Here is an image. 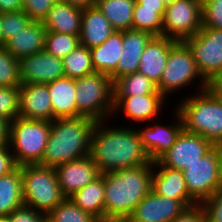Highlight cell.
Wrapping results in <instances>:
<instances>
[{
  "label": "cell",
  "mask_w": 222,
  "mask_h": 222,
  "mask_svg": "<svg viewBox=\"0 0 222 222\" xmlns=\"http://www.w3.org/2000/svg\"><path fill=\"white\" fill-rule=\"evenodd\" d=\"M106 122H96L91 134L90 157L100 173L134 168L152 162L136 127H108Z\"/></svg>",
  "instance_id": "6da1fadb"
},
{
  "label": "cell",
  "mask_w": 222,
  "mask_h": 222,
  "mask_svg": "<svg viewBox=\"0 0 222 222\" xmlns=\"http://www.w3.org/2000/svg\"><path fill=\"white\" fill-rule=\"evenodd\" d=\"M153 162L101 173L104 178V218H128L151 192Z\"/></svg>",
  "instance_id": "7a4b0ae2"
},
{
  "label": "cell",
  "mask_w": 222,
  "mask_h": 222,
  "mask_svg": "<svg viewBox=\"0 0 222 222\" xmlns=\"http://www.w3.org/2000/svg\"><path fill=\"white\" fill-rule=\"evenodd\" d=\"M95 124L96 121L84 116L53 120L39 165L55 168L90 155L91 134Z\"/></svg>",
  "instance_id": "3957f363"
},
{
  "label": "cell",
  "mask_w": 222,
  "mask_h": 222,
  "mask_svg": "<svg viewBox=\"0 0 222 222\" xmlns=\"http://www.w3.org/2000/svg\"><path fill=\"white\" fill-rule=\"evenodd\" d=\"M193 94L176 104L183 130L214 144L222 139V102L207 89Z\"/></svg>",
  "instance_id": "277c9868"
},
{
  "label": "cell",
  "mask_w": 222,
  "mask_h": 222,
  "mask_svg": "<svg viewBox=\"0 0 222 222\" xmlns=\"http://www.w3.org/2000/svg\"><path fill=\"white\" fill-rule=\"evenodd\" d=\"M51 122L17 117L9 124V146L17 166L40 164Z\"/></svg>",
  "instance_id": "5b68a950"
},
{
  "label": "cell",
  "mask_w": 222,
  "mask_h": 222,
  "mask_svg": "<svg viewBox=\"0 0 222 222\" xmlns=\"http://www.w3.org/2000/svg\"><path fill=\"white\" fill-rule=\"evenodd\" d=\"M24 206L47 215L65 197L61 192L55 168L35 165L21 166Z\"/></svg>",
  "instance_id": "8992f818"
},
{
  "label": "cell",
  "mask_w": 222,
  "mask_h": 222,
  "mask_svg": "<svg viewBox=\"0 0 222 222\" xmlns=\"http://www.w3.org/2000/svg\"><path fill=\"white\" fill-rule=\"evenodd\" d=\"M75 85L78 117H88L96 122L110 120L114 108L111 77L95 72L75 79Z\"/></svg>",
  "instance_id": "52a82bcc"
},
{
  "label": "cell",
  "mask_w": 222,
  "mask_h": 222,
  "mask_svg": "<svg viewBox=\"0 0 222 222\" xmlns=\"http://www.w3.org/2000/svg\"><path fill=\"white\" fill-rule=\"evenodd\" d=\"M198 80L200 83H197L198 89L195 90H205L207 81L201 76L191 49L184 41H177L169 51L167 64L156 85L157 90L167 99L177 90H183Z\"/></svg>",
  "instance_id": "ba28073f"
},
{
  "label": "cell",
  "mask_w": 222,
  "mask_h": 222,
  "mask_svg": "<svg viewBox=\"0 0 222 222\" xmlns=\"http://www.w3.org/2000/svg\"><path fill=\"white\" fill-rule=\"evenodd\" d=\"M202 28V0H175L166 6L162 36L185 41Z\"/></svg>",
  "instance_id": "9c48e42d"
},
{
  "label": "cell",
  "mask_w": 222,
  "mask_h": 222,
  "mask_svg": "<svg viewBox=\"0 0 222 222\" xmlns=\"http://www.w3.org/2000/svg\"><path fill=\"white\" fill-rule=\"evenodd\" d=\"M190 196L200 204L222 186V171L212 147L203 157L183 170Z\"/></svg>",
  "instance_id": "30bf717a"
},
{
  "label": "cell",
  "mask_w": 222,
  "mask_h": 222,
  "mask_svg": "<svg viewBox=\"0 0 222 222\" xmlns=\"http://www.w3.org/2000/svg\"><path fill=\"white\" fill-rule=\"evenodd\" d=\"M184 42L191 49L200 74L206 81L222 73V30L202 26L196 35Z\"/></svg>",
  "instance_id": "8fae6325"
},
{
  "label": "cell",
  "mask_w": 222,
  "mask_h": 222,
  "mask_svg": "<svg viewBox=\"0 0 222 222\" xmlns=\"http://www.w3.org/2000/svg\"><path fill=\"white\" fill-rule=\"evenodd\" d=\"M212 147L213 144L204 137L182 130L171 148L157 161L165 167L183 171Z\"/></svg>",
  "instance_id": "7c38bea8"
},
{
  "label": "cell",
  "mask_w": 222,
  "mask_h": 222,
  "mask_svg": "<svg viewBox=\"0 0 222 222\" xmlns=\"http://www.w3.org/2000/svg\"><path fill=\"white\" fill-rule=\"evenodd\" d=\"M196 201H179L155 194L152 190L128 217L130 222H171Z\"/></svg>",
  "instance_id": "4fadbf2b"
},
{
  "label": "cell",
  "mask_w": 222,
  "mask_h": 222,
  "mask_svg": "<svg viewBox=\"0 0 222 222\" xmlns=\"http://www.w3.org/2000/svg\"><path fill=\"white\" fill-rule=\"evenodd\" d=\"M167 100L162 94L114 96L112 118H115L116 114L121 111L122 114L124 113L125 119L136 124L137 122L139 124L140 122L147 123L150 120L156 122L157 119H160L159 113L164 110L165 106L167 107L166 103H169Z\"/></svg>",
  "instance_id": "5bb4252c"
},
{
  "label": "cell",
  "mask_w": 222,
  "mask_h": 222,
  "mask_svg": "<svg viewBox=\"0 0 222 222\" xmlns=\"http://www.w3.org/2000/svg\"><path fill=\"white\" fill-rule=\"evenodd\" d=\"M19 71L22 84H48L65 76L62 58L45 50L21 58Z\"/></svg>",
  "instance_id": "9a60e30c"
},
{
  "label": "cell",
  "mask_w": 222,
  "mask_h": 222,
  "mask_svg": "<svg viewBox=\"0 0 222 222\" xmlns=\"http://www.w3.org/2000/svg\"><path fill=\"white\" fill-rule=\"evenodd\" d=\"M174 112L172 114L175 115L173 117L175 124L173 122V124L164 125L160 122L161 120L157 119L156 123L152 122L147 127L144 126V129L137 128L143 147L152 162L157 161L171 148L177 136L183 130L180 114L176 109H174Z\"/></svg>",
  "instance_id": "2e32d148"
},
{
  "label": "cell",
  "mask_w": 222,
  "mask_h": 222,
  "mask_svg": "<svg viewBox=\"0 0 222 222\" xmlns=\"http://www.w3.org/2000/svg\"><path fill=\"white\" fill-rule=\"evenodd\" d=\"M55 171L65 198H69L101 175L90 155L58 165Z\"/></svg>",
  "instance_id": "e0dca14e"
},
{
  "label": "cell",
  "mask_w": 222,
  "mask_h": 222,
  "mask_svg": "<svg viewBox=\"0 0 222 222\" xmlns=\"http://www.w3.org/2000/svg\"><path fill=\"white\" fill-rule=\"evenodd\" d=\"M28 120H54L47 84H22L19 87V116Z\"/></svg>",
  "instance_id": "ac0fdd59"
},
{
  "label": "cell",
  "mask_w": 222,
  "mask_h": 222,
  "mask_svg": "<svg viewBox=\"0 0 222 222\" xmlns=\"http://www.w3.org/2000/svg\"><path fill=\"white\" fill-rule=\"evenodd\" d=\"M154 36L146 31H123L122 53L117 68L109 75L113 83L120 77L138 72L141 55Z\"/></svg>",
  "instance_id": "d6986e66"
},
{
  "label": "cell",
  "mask_w": 222,
  "mask_h": 222,
  "mask_svg": "<svg viewBox=\"0 0 222 222\" xmlns=\"http://www.w3.org/2000/svg\"><path fill=\"white\" fill-rule=\"evenodd\" d=\"M160 196L179 201H195L187 190L182 170L172 169L153 162L152 188Z\"/></svg>",
  "instance_id": "ffe728a7"
},
{
  "label": "cell",
  "mask_w": 222,
  "mask_h": 222,
  "mask_svg": "<svg viewBox=\"0 0 222 222\" xmlns=\"http://www.w3.org/2000/svg\"><path fill=\"white\" fill-rule=\"evenodd\" d=\"M176 42L167 37L154 36L141 55L138 73L157 85L167 64L169 51Z\"/></svg>",
  "instance_id": "44dd1931"
},
{
  "label": "cell",
  "mask_w": 222,
  "mask_h": 222,
  "mask_svg": "<svg viewBox=\"0 0 222 222\" xmlns=\"http://www.w3.org/2000/svg\"><path fill=\"white\" fill-rule=\"evenodd\" d=\"M46 28L42 21H31L5 42L4 48L17 60L39 53L45 48Z\"/></svg>",
  "instance_id": "7402d4cb"
},
{
  "label": "cell",
  "mask_w": 222,
  "mask_h": 222,
  "mask_svg": "<svg viewBox=\"0 0 222 222\" xmlns=\"http://www.w3.org/2000/svg\"><path fill=\"white\" fill-rule=\"evenodd\" d=\"M82 11L66 1L54 2L42 23L47 31L80 35Z\"/></svg>",
  "instance_id": "603a6c76"
},
{
  "label": "cell",
  "mask_w": 222,
  "mask_h": 222,
  "mask_svg": "<svg viewBox=\"0 0 222 222\" xmlns=\"http://www.w3.org/2000/svg\"><path fill=\"white\" fill-rule=\"evenodd\" d=\"M114 31L115 29L95 5L83 8L80 45L89 49L101 45Z\"/></svg>",
  "instance_id": "cb8c5ba5"
},
{
  "label": "cell",
  "mask_w": 222,
  "mask_h": 222,
  "mask_svg": "<svg viewBox=\"0 0 222 222\" xmlns=\"http://www.w3.org/2000/svg\"><path fill=\"white\" fill-rule=\"evenodd\" d=\"M54 112L58 118L78 117L75 79L63 76L47 84Z\"/></svg>",
  "instance_id": "d4e9b609"
},
{
  "label": "cell",
  "mask_w": 222,
  "mask_h": 222,
  "mask_svg": "<svg viewBox=\"0 0 222 222\" xmlns=\"http://www.w3.org/2000/svg\"><path fill=\"white\" fill-rule=\"evenodd\" d=\"M122 42L123 31L115 30L101 45L90 48L95 72L110 75L117 68L123 50Z\"/></svg>",
  "instance_id": "484cf974"
},
{
  "label": "cell",
  "mask_w": 222,
  "mask_h": 222,
  "mask_svg": "<svg viewBox=\"0 0 222 222\" xmlns=\"http://www.w3.org/2000/svg\"><path fill=\"white\" fill-rule=\"evenodd\" d=\"M104 192V178L100 175L71 195L69 199L85 212L91 213L98 220H101L104 218Z\"/></svg>",
  "instance_id": "4316f807"
},
{
  "label": "cell",
  "mask_w": 222,
  "mask_h": 222,
  "mask_svg": "<svg viewBox=\"0 0 222 222\" xmlns=\"http://www.w3.org/2000/svg\"><path fill=\"white\" fill-rule=\"evenodd\" d=\"M24 205L21 166L0 177V215H10Z\"/></svg>",
  "instance_id": "83f0119b"
},
{
  "label": "cell",
  "mask_w": 222,
  "mask_h": 222,
  "mask_svg": "<svg viewBox=\"0 0 222 222\" xmlns=\"http://www.w3.org/2000/svg\"><path fill=\"white\" fill-rule=\"evenodd\" d=\"M136 0H95V6L117 31L132 29V17Z\"/></svg>",
  "instance_id": "f1b7e54d"
},
{
  "label": "cell",
  "mask_w": 222,
  "mask_h": 222,
  "mask_svg": "<svg viewBox=\"0 0 222 222\" xmlns=\"http://www.w3.org/2000/svg\"><path fill=\"white\" fill-rule=\"evenodd\" d=\"M114 96L161 94L156 84L138 72L118 78L113 83Z\"/></svg>",
  "instance_id": "f546056e"
},
{
  "label": "cell",
  "mask_w": 222,
  "mask_h": 222,
  "mask_svg": "<svg viewBox=\"0 0 222 222\" xmlns=\"http://www.w3.org/2000/svg\"><path fill=\"white\" fill-rule=\"evenodd\" d=\"M63 71L65 76L73 79L82 78L95 73L92 66L90 49L79 45L66 57L62 58Z\"/></svg>",
  "instance_id": "4dcf8cb0"
},
{
  "label": "cell",
  "mask_w": 222,
  "mask_h": 222,
  "mask_svg": "<svg viewBox=\"0 0 222 222\" xmlns=\"http://www.w3.org/2000/svg\"><path fill=\"white\" fill-rule=\"evenodd\" d=\"M165 10L166 9L142 8L141 5L135 2L132 29L146 31L153 36H162Z\"/></svg>",
  "instance_id": "1f68e13d"
},
{
  "label": "cell",
  "mask_w": 222,
  "mask_h": 222,
  "mask_svg": "<svg viewBox=\"0 0 222 222\" xmlns=\"http://www.w3.org/2000/svg\"><path fill=\"white\" fill-rule=\"evenodd\" d=\"M47 217L53 222H98L95 216L82 210L69 198H65L53 208Z\"/></svg>",
  "instance_id": "d6a6232c"
},
{
  "label": "cell",
  "mask_w": 222,
  "mask_h": 222,
  "mask_svg": "<svg viewBox=\"0 0 222 222\" xmlns=\"http://www.w3.org/2000/svg\"><path fill=\"white\" fill-rule=\"evenodd\" d=\"M79 36L46 31L44 50L51 55L64 58L80 45Z\"/></svg>",
  "instance_id": "836d02e7"
},
{
  "label": "cell",
  "mask_w": 222,
  "mask_h": 222,
  "mask_svg": "<svg viewBox=\"0 0 222 222\" xmlns=\"http://www.w3.org/2000/svg\"><path fill=\"white\" fill-rule=\"evenodd\" d=\"M19 60L0 47V87H20Z\"/></svg>",
  "instance_id": "e575fe53"
},
{
  "label": "cell",
  "mask_w": 222,
  "mask_h": 222,
  "mask_svg": "<svg viewBox=\"0 0 222 222\" xmlns=\"http://www.w3.org/2000/svg\"><path fill=\"white\" fill-rule=\"evenodd\" d=\"M19 116V87H0V118L9 123Z\"/></svg>",
  "instance_id": "d590c367"
},
{
  "label": "cell",
  "mask_w": 222,
  "mask_h": 222,
  "mask_svg": "<svg viewBox=\"0 0 222 222\" xmlns=\"http://www.w3.org/2000/svg\"><path fill=\"white\" fill-rule=\"evenodd\" d=\"M32 20L23 11L1 13V26L4 35V45L7 40L25 28Z\"/></svg>",
  "instance_id": "8d00e7d4"
},
{
  "label": "cell",
  "mask_w": 222,
  "mask_h": 222,
  "mask_svg": "<svg viewBox=\"0 0 222 222\" xmlns=\"http://www.w3.org/2000/svg\"><path fill=\"white\" fill-rule=\"evenodd\" d=\"M202 26L222 30V0H202Z\"/></svg>",
  "instance_id": "74e56055"
},
{
  "label": "cell",
  "mask_w": 222,
  "mask_h": 222,
  "mask_svg": "<svg viewBox=\"0 0 222 222\" xmlns=\"http://www.w3.org/2000/svg\"><path fill=\"white\" fill-rule=\"evenodd\" d=\"M199 205L204 210L205 222H222V186Z\"/></svg>",
  "instance_id": "f35d334b"
},
{
  "label": "cell",
  "mask_w": 222,
  "mask_h": 222,
  "mask_svg": "<svg viewBox=\"0 0 222 222\" xmlns=\"http://www.w3.org/2000/svg\"><path fill=\"white\" fill-rule=\"evenodd\" d=\"M53 3V0H24L22 10L32 21H43Z\"/></svg>",
  "instance_id": "ab89813d"
},
{
  "label": "cell",
  "mask_w": 222,
  "mask_h": 222,
  "mask_svg": "<svg viewBox=\"0 0 222 222\" xmlns=\"http://www.w3.org/2000/svg\"><path fill=\"white\" fill-rule=\"evenodd\" d=\"M9 216L11 222H43L47 215L23 205L15 209Z\"/></svg>",
  "instance_id": "60d3db41"
},
{
  "label": "cell",
  "mask_w": 222,
  "mask_h": 222,
  "mask_svg": "<svg viewBox=\"0 0 222 222\" xmlns=\"http://www.w3.org/2000/svg\"><path fill=\"white\" fill-rule=\"evenodd\" d=\"M171 222H205L204 210L199 204H197L187 208Z\"/></svg>",
  "instance_id": "b9f144b4"
},
{
  "label": "cell",
  "mask_w": 222,
  "mask_h": 222,
  "mask_svg": "<svg viewBox=\"0 0 222 222\" xmlns=\"http://www.w3.org/2000/svg\"><path fill=\"white\" fill-rule=\"evenodd\" d=\"M17 167L10 146H0V177L8 174Z\"/></svg>",
  "instance_id": "7bdbcfd3"
},
{
  "label": "cell",
  "mask_w": 222,
  "mask_h": 222,
  "mask_svg": "<svg viewBox=\"0 0 222 222\" xmlns=\"http://www.w3.org/2000/svg\"><path fill=\"white\" fill-rule=\"evenodd\" d=\"M206 89L222 102V73L215 74L207 81Z\"/></svg>",
  "instance_id": "ee69618b"
},
{
  "label": "cell",
  "mask_w": 222,
  "mask_h": 222,
  "mask_svg": "<svg viewBox=\"0 0 222 222\" xmlns=\"http://www.w3.org/2000/svg\"><path fill=\"white\" fill-rule=\"evenodd\" d=\"M23 1L24 0H0V13L21 11Z\"/></svg>",
  "instance_id": "f6af8a7d"
},
{
  "label": "cell",
  "mask_w": 222,
  "mask_h": 222,
  "mask_svg": "<svg viewBox=\"0 0 222 222\" xmlns=\"http://www.w3.org/2000/svg\"><path fill=\"white\" fill-rule=\"evenodd\" d=\"M9 122L0 118V146L9 145Z\"/></svg>",
  "instance_id": "bcb514c9"
},
{
  "label": "cell",
  "mask_w": 222,
  "mask_h": 222,
  "mask_svg": "<svg viewBox=\"0 0 222 222\" xmlns=\"http://www.w3.org/2000/svg\"><path fill=\"white\" fill-rule=\"evenodd\" d=\"M142 8L166 9V5L161 0H136Z\"/></svg>",
  "instance_id": "7dc6e473"
},
{
  "label": "cell",
  "mask_w": 222,
  "mask_h": 222,
  "mask_svg": "<svg viewBox=\"0 0 222 222\" xmlns=\"http://www.w3.org/2000/svg\"><path fill=\"white\" fill-rule=\"evenodd\" d=\"M64 1L80 8H87L90 6H94L95 4V0H64Z\"/></svg>",
  "instance_id": "c3c4849f"
},
{
  "label": "cell",
  "mask_w": 222,
  "mask_h": 222,
  "mask_svg": "<svg viewBox=\"0 0 222 222\" xmlns=\"http://www.w3.org/2000/svg\"><path fill=\"white\" fill-rule=\"evenodd\" d=\"M213 148L216 150L218 158H219V164H220V169L222 171V139L215 142L213 144Z\"/></svg>",
  "instance_id": "681fc988"
},
{
  "label": "cell",
  "mask_w": 222,
  "mask_h": 222,
  "mask_svg": "<svg viewBox=\"0 0 222 222\" xmlns=\"http://www.w3.org/2000/svg\"><path fill=\"white\" fill-rule=\"evenodd\" d=\"M98 222H130L128 218H103Z\"/></svg>",
  "instance_id": "f907efd6"
},
{
  "label": "cell",
  "mask_w": 222,
  "mask_h": 222,
  "mask_svg": "<svg viewBox=\"0 0 222 222\" xmlns=\"http://www.w3.org/2000/svg\"><path fill=\"white\" fill-rule=\"evenodd\" d=\"M0 47H4V35L1 26V13H0Z\"/></svg>",
  "instance_id": "816d5d0a"
},
{
  "label": "cell",
  "mask_w": 222,
  "mask_h": 222,
  "mask_svg": "<svg viewBox=\"0 0 222 222\" xmlns=\"http://www.w3.org/2000/svg\"><path fill=\"white\" fill-rule=\"evenodd\" d=\"M0 222H11L9 215H0Z\"/></svg>",
  "instance_id": "f5cc1de1"
},
{
  "label": "cell",
  "mask_w": 222,
  "mask_h": 222,
  "mask_svg": "<svg viewBox=\"0 0 222 222\" xmlns=\"http://www.w3.org/2000/svg\"><path fill=\"white\" fill-rule=\"evenodd\" d=\"M175 0H161L166 6L171 5Z\"/></svg>",
  "instance_id": "db71d44e"
},
{
  "label": "cell",
  "mask_w": 222,
  "mask_h": 222,
  "mask_svg": "<svg viewBox=\"0 0 222 222\" xmlns=\"http://www.w3.org/2000/svg\"><path fill=\"white\" fill-rule=\"evenodd\" d=\"M43 222H53V221L46 216V217L44 218Z\"/></svg>",
  "instance_id": "11a10c76"
},
{
  "label": "cell",
  "mask_w": 222,
  "mask_h": 222,
  "mask_svg": "<svg viewBox=\"0 0 222 222\" xmlns=\"http://www.w3.org/2000/svg\"><path fill=\"white\" fill-rule=\"evenodd\" d=\"M54 2H61V1H64V0H53Z\"/></svg>",
  "instance_id": "9f6ffc18"
}]
</instances>
